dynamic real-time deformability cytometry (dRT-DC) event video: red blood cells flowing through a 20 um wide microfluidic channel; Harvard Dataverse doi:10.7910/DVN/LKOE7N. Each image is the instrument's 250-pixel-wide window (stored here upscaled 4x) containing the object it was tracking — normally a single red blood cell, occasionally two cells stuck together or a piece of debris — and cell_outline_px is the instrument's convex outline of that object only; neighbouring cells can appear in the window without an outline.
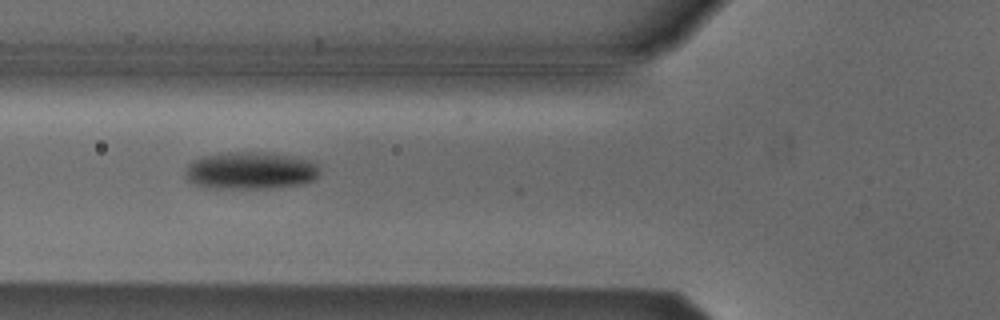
{"species": "Egyptian fruit bat (a non-hibernating species)", "species_latin": "Rousettus aegyptiacus", "temperature_condition": "cold", "stored_images_in_passage": 5, "camera_frame_rate_fps": 3000, "um_per_image_px": 0.085, "animal": {"sex": "male"}, "frame": {"image": 1, "passage_image": 3, "time_ms": 0.667, "image_size_px": [1000, 320], "cell_outline_px": [[320, 172], [312, 180], [300, 184], [268, 188], [204, 188], [192, 184], [184, 176], [184, 172], [188, 164], [192, 160], [204, 156], [236, 152], [268, 152], [308, 160], [316, 164]], "centroid_in_image_um": [21.21, 14.51], "position_along_channel_um": 104.6, "area_um2": 29.13}}
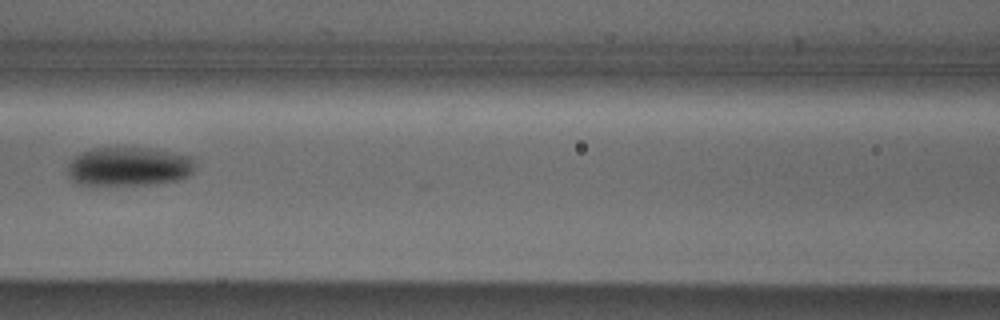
{"frame": {"image": 2, "passage_image": 4, "time_ms": 1.0, "image_size_px": [1000, 320], "cell_outline_px": [[196, 168], [188, 176], [180, 180], [156, 184], [92, 188], [76, 184], [68, 176], [68, 160], [80, 152], [92, 148], [152, 148], [192, 156]], "centroid_in_image_um": [10.89, 14.21], "position_along_channel_um": 155.7, "area_um2": 30.4}}
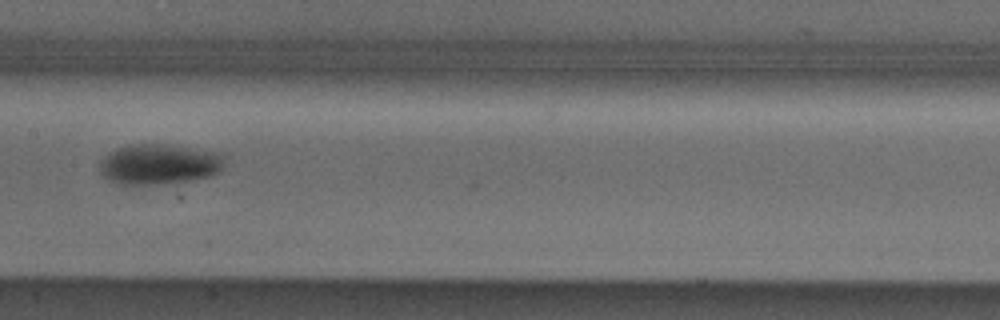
{"frame": {"image": 3, "passage_image": 5, "time_ms": 1.333, "image_size_px": [1000, 320], "cell_outline_px": [[220, 172], [208, 176], [188, 180], [160, 184], [120, 184], [108, 180], [100, 172], [100, 160], [108, 152], [116, 148], [136, 144], [164, 144], [220, 152]], "centroid_in_image_um": [13.44, 13.95], "position_along_channel_um": 194.0, "area_um2": 28.96}}